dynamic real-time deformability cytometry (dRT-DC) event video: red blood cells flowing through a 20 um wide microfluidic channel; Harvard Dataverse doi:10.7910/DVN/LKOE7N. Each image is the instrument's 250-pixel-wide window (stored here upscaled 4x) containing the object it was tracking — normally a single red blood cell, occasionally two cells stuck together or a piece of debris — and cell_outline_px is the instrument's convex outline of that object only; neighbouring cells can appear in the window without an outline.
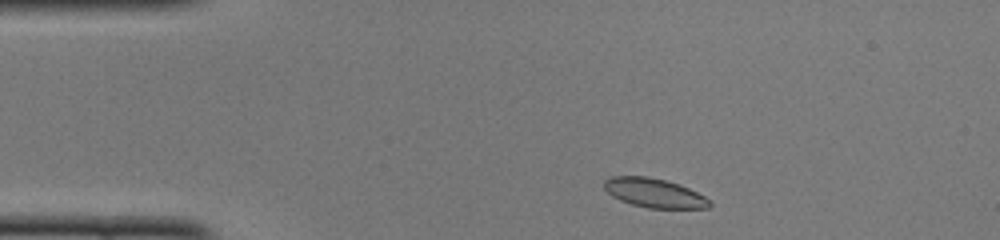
{"species": "common noctule bat (a hibernating species)", "species_latin": "Nyctalus noctula", "temperature_condition": "cold", "stored_images_in_passage": 43, "camera_frame_rate_fps": 3000, "um_per_image_px": 0.085, "animal": {"sex": "female", "body_mass_g": 22.0, "forearm_length_mm": 56.7}, "frame": {"image": 1, "passage_image": 3, "time_ms": 0.667, "image_size_px": [1000, 240], "cell_outline_px": [[712, 204], [708, 208], [648, 208], [632, 204], [620, 200], [612, 196], [604, 188], [604, 180], [608, 176], [648, 176], [680, 184], [712, 200]], "centroid_in_image_um": [55.61, 16.39], "position_along_channel_um": 29.4, "area_um2": 17.98}}
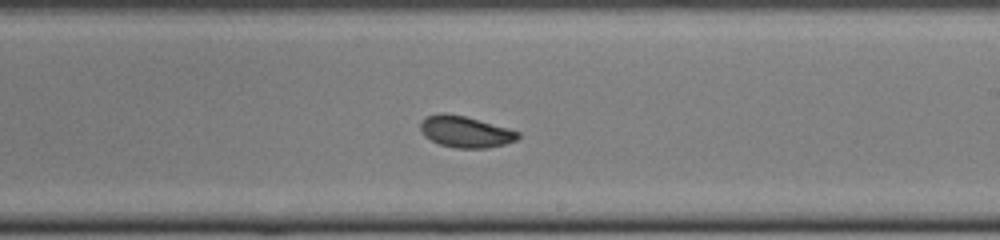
{"frame": {"image": 2, "passage_image": 23, "time_ms": 7.333, "image_size_px": [1000, 240], "cell_outline_px": [[520, 136], [516, 140], [504, 144], [488, 148], [456, 148], [440, 144], [424, 136], [420, 132], [420, 120], [424, 116], [440, 112], [444, 112], [464, 116], [508, 128], [520, 132]], "centroid_in_image_um": [39.51, 11.18], "position_along_channel_um": 249.5, "area_um2": 17.98}}
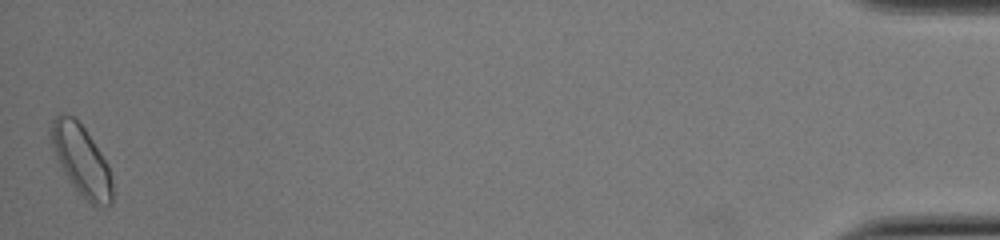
{"frame": {"image": 3, "passage_image": 43, "time_ms": 14.0, "image_size_px": [1000, 240], "cell_outline_px": [[112, 204], [104, 208], [96, 208], [72, 184], [64, 172], [52, 148], [52, 120], [60, 112], [64, 112], [72, 116], [84, 128], [108, 164], [112, 180]], "centroid_in_image_um": [6.95, 13.65], "position_along_channel_um": 428.3, "area_um2": 24.68}, "authors_computed_cell_mechanics": {"area_um2": 18.207, "velocity_mm_per_s": 4.0696, "shape_relaxation_time_tau1_ms": 3.219, "shape_relaxation_time_tau2_ms": 1.7253, "deformation_change_tau1": 0.0904, "deformation_change_tau2": 0.0493}}